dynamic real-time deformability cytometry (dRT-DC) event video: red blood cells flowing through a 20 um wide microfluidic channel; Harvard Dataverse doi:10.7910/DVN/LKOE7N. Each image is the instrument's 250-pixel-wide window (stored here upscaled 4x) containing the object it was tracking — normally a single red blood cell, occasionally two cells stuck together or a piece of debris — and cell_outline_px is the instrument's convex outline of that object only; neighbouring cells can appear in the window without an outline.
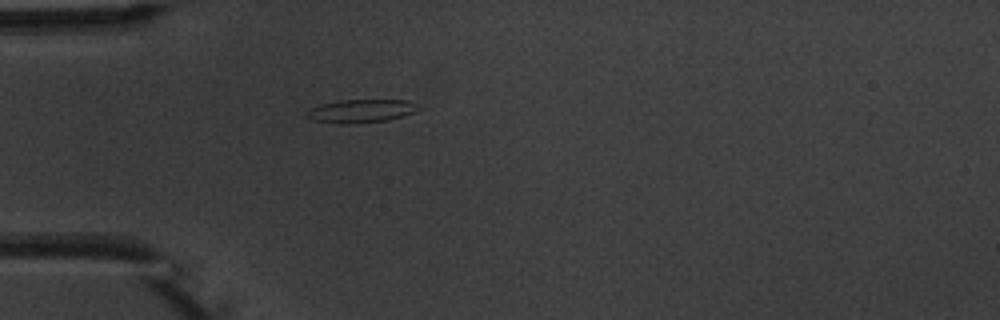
{"species": "common noctule bat (a hibernating species)", "species_latin": "Nyctalus noctula", "temperature_condition": "warm", "stored_images_in_passage": 1, "camera_frame_rate_fps": 3000, "um_per_image_px": 0.085, "animal": {"sex": "male", "body_mass_g": 20.1, "forearm_length_mm": 53.5}, "frame": {"image": 1, "passage_image": 1, "time_ms": 0.0, "image_size_px": [1000, 320], "cell_outline_px": [[424, 108], [416, 112], [388, 120], [348, 124], [340, 124], [312, 120], [304, 116], [312, 108], [324, 104], [340, 100], [408, 100]], "centroid_in_image_um": [30.75, 9.44], "position_along_channel_um": 54.3, "area_um2": 15.14}}